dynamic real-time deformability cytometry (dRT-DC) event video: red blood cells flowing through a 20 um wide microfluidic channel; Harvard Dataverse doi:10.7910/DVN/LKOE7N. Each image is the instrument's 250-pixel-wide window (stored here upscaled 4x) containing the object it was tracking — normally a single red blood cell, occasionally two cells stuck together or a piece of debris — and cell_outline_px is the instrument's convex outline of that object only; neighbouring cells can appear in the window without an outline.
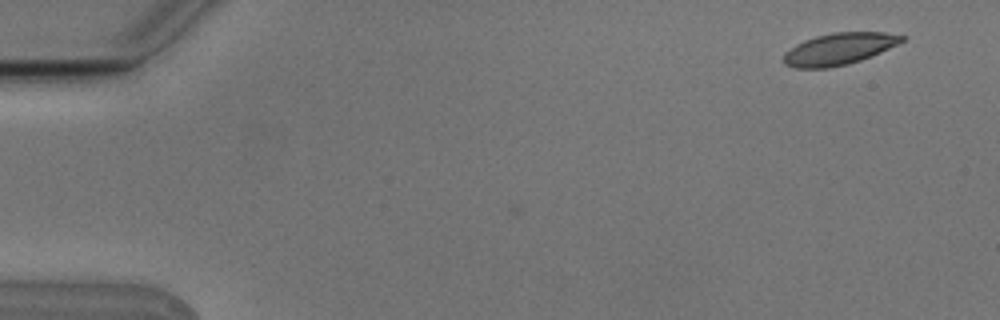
{"species": "Egyptian fruit bat (a non-hibernating species)", "species_latin": "Rousettus aegyptiacus", "temperature_condition": "cold", "stored_images_in_passage": 2, "camera_frame_rate_fps": 3000, "um_per_image_px": 0.085, "animal": {"sex": "male"}, "frame": {"image": 1, "passage_image": 2, "time_ms": 0.333, "image_size_px": [1000, 320], "cell_outline_px": [[908, 36], [904, 40], [880, 52], [860, 60], [848, 64], [828, 68], [796, 68], [784, 64], [784, 52], [796, 44], [804, 40], [816, 36], [832, 32], [884, 32]], "centroid_in_image_um": [71.3, 4.15], "position_along_channel_um": 13.7, "area_um2": 21.79}}